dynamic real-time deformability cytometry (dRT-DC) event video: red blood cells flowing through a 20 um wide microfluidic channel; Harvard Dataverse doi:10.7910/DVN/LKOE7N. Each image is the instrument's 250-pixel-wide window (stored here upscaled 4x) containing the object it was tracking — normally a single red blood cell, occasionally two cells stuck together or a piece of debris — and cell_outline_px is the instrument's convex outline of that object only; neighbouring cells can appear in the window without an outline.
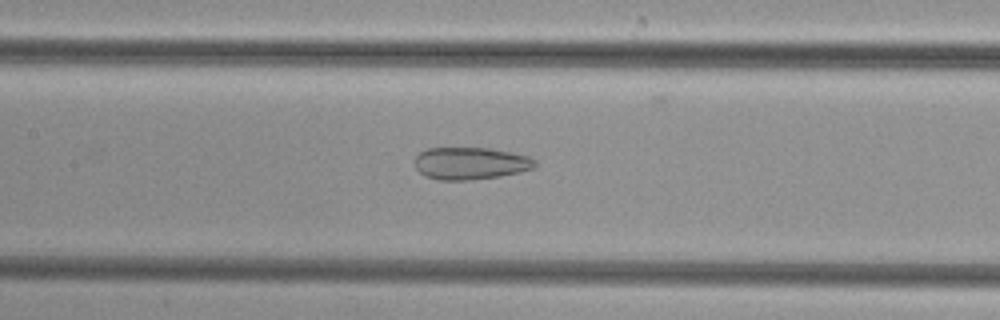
{"species": "common noctule bat (a hibernating species)", "species_latin": "Nyctalus noctula", "temperature_condition": "cold", "stored_images_in_passage": 27, "camera_frame_rate_fps": 3000, "um_per_image_px": 0.085, "animal": {"sex": "female", "body_mass_g": 29.2, "forearm_length_mm": 56.3}, "frame": {"image": 1, "passage_image": 10, "time_ms": 3.0, "image_size_px": [1000, 320], "cell_outline_px": [[536, 168], [520, 172], [500, 176], [472, 180], [440, 180], [424, 176], [416, 168], [416, 156], [420, 152], [428, 148], [488, 148], [528, 156], [536, 160]], "centroid_in_image_um": [40.0, 13.89], "position_along_channel_um": 167.4, "area_um2": 22.6}}
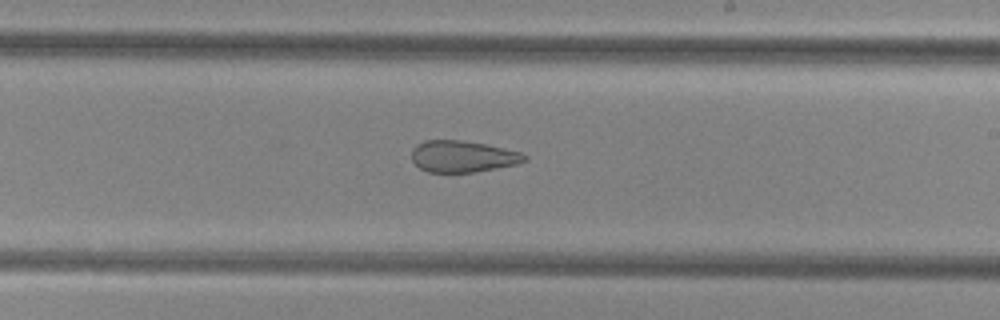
{"frame": {"image": 2, "passage_image": 16, "time_ms": 5.0, "image_size_px": [1000, 320], "cell_outline_px": [[528, 160], [516, 164], [496, 168], [472, 172], [428, 172], [420, 168], [412, 160], [412, 148], [416, 144], [424, 140], [460, 140], [484, 144], [520, 152], [528, 156]], "centroid_in_image_um": [39.31, 13.29], "position_along_channel_um": 249.7, "area_um2": 20.63}}
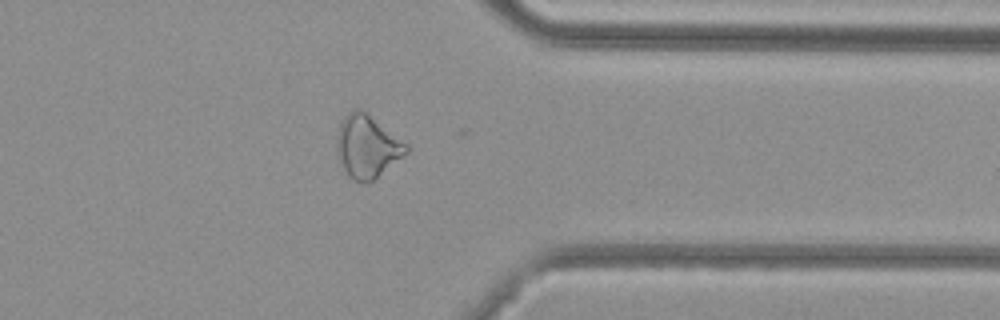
{"frame": {"image": 3, "passage_image": 26, "time_ms": 8.333, "image_size_px": [1000, 320], "cell_outline_px": [[408, 152], [372, 180], [352, 180], [348, 176], [336, 152], [336, 140], [340, 120], [352, 108], [360, 108], [408, 144]], "centroid_in_image_um": [31.17, 12.4], "position_along_channel_um": 380.2, "area_um2": 24.97}}